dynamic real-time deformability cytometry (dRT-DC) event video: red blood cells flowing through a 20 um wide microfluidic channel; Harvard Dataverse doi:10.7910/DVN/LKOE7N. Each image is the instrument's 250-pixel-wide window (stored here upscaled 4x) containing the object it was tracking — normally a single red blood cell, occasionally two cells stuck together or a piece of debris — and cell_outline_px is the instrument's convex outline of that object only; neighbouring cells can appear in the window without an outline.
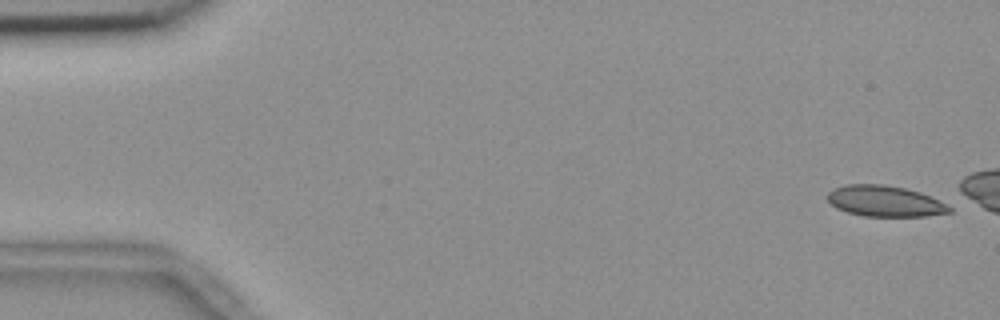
{"species": "common noctule bat (a hibernating species)", "species_latin": "Nyctalus noctula", "temperature_condition": "room temperature", "stored_images_in_passage": 4, "camera_frame_rate_fps": 3000, "um_per_image_px": 0.085, "animal": {"sex": "female", "body_mass_g": 18.4}, "frame": {"image": 1, "passage_image": 1, "time_ms": 0.0, "image_size_px": [1000, 320], "cell_outline_px": [[952, 212], [924, 216], [864, 216], [848, 212], [836, 208], [828, 200], [828, 192], [832, 188], [844, 184], [884, 184], [904, 188], [920, 192], [952, 208]], "centroid_in_image_um": [75.16, 17.09], "position_along_channel_um": 9.8, "area_um2": 21.79}}